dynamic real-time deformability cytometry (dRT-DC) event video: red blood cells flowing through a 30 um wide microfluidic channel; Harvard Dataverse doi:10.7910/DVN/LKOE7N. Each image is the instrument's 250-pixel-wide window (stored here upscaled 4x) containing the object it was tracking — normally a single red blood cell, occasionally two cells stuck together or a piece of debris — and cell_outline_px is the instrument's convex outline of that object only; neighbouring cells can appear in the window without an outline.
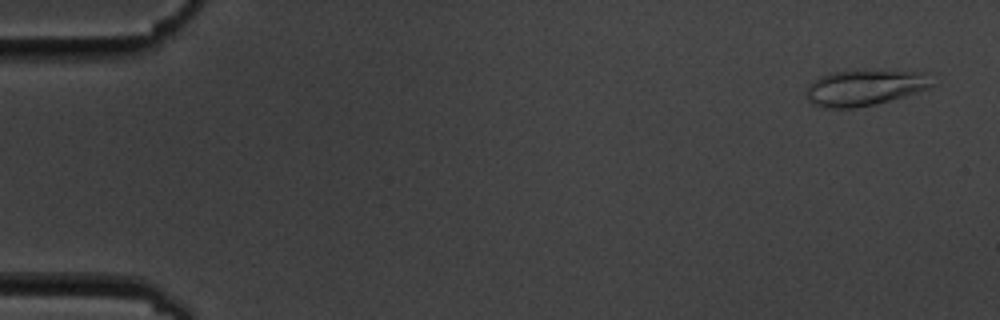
{"species": "common noctule bat (a hibernating species)", "species_latin": "Nyctalus noctula", "temperature_condition": "cold", "stored_images_in_passage": 6, "camera_frame_rate_fps": 3000, "um_per_image_px": 0.085, "animal": {"sex": "male", "body_mass_g": 19.5, "forearm_length_mm": 54.6}, "frame": {"image": 1, "passage_image": 1, "time_ms": 0.0, "image_size_px": [1000, 320], "cell_outline_px": [[936, 84], [928, 88], [904, 96], [876, 104], [856, 108], [824, 108], [812, 104], [808, 100], [804, 92], [808, 84], [820, 76], [836, 72], [860, 68], [920, 72]], "centroid_in_image_um": [73.43, 7.43], "position_along_channel_um": 11.6, "area_um2": 26.82}}